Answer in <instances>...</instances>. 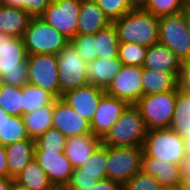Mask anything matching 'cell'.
I'll return each instance as SVG.
<instances>
[{"label":"cell","instance_id":"6da1fadb","mask_svg":"<svg viewBox=\"0 0 190 190\" xmlns=\"http://www.w3.org/2000/svg\"><path fill=\"white\" fill-rule=\"evenodd\" d=\"M119 42L150 47L159 42V17L141 8H134L112 22Z\"/></svg>","mask_w":190,"mask_h":190},{"label":"cell","instance_id":"7a4b0ae2","mask_svg":"<svg viewBox=\"0 0 190 190\" xmlns=\"http://www.w3.org/2000/svg\"><path fill=\"white\" fill-rule=\"evenodd\" d=\"M27 53L21 37L1 33L0 83L23 87L28 84Z\"/></svg>","mask_w":190,"mask_h":190},{"label":"cell","instance_id":"3957f363","mask_svg":"<svg viewBox=\"0 0 190 190\" xmlns=\"http://www.w3.org/2000/svg\"><path fill=\"white\" fill-rule=\"evenodd\" d=\"M147 131L140 110L135 105H129L101 139V144L109 147H142Z\"/></svg>","mask_w":190,"mask_h":190},{"label":"cell","instance_id":"277c9868","mask_svg":"<svg viewBox=\"0 0 190 190\" xmlns=\"http://www.w3.org/2000/svg\"><path fill=\"white\" fill-rule=\"evenodd\" d=\"M27 55H57L69 40L41 17H31L22 36Z\"/></svg>","mask_w":190,"mask_h":190},{"label":"cell","instance_id":"5b68a950","mask_svg":"<svg viewBox=\"0 0 190 190\" xmlns=\"http://www.w3.org/2000/svg\"><path fill=\"white\" fill-rule=\"evenodd\" d=\"M143 156L180 164L185 158L183 137L170 128L147 131L143 144Z\"/></svg>","mask_w":190,"mask_h":190},{"label":"cell","instance_id":"8992f818","mask_svg":"<svg viewBox=\"0 0 190 190\" xmlns=\"http://www.w3.org/2000/svg\"><path fill=\"white\" fill-rule=\"evenodd\" d=\"M177 89L143 96L135 106L148 130L169 128L175 110Z\"/></svg>","mask_w":190,"mask_h":190},{"label":"cell","instance_id":"52a82bcc","mask_svg":"<svg viewBox=\"0 0 190 190\" xmlns=\"http://www.w3.org/2000/svg\"><path fill=\"white\" fill-rule=\"evenodd\" d=\"M143 147H109L107 178L122 186L142 171Z\"/></svg>","mask_w":190,"mask_h":190},{"label":"cell","instance_id":"ba28073f","mask_svg":"<svg viewBox=\"0 0 190 190\" xmlns=\"http://www.w3.org/2000/svg\"><path fill=\"white\" fill-rule=\"evenodd\" d=\"M159 42L181 62L190 61V35L182 12L159 17Z\"/></svg>","mask_w":190,"mask_h":190},{"label":"cell","instance_id":"9c48e42d","mask_svg":"<svg viewBox=\"0 0 190 190\" xmlns=\"http://www.w3.org/2000/svg\"><path fill=\"white\" fill-rule=\"evenodd\" d=\"M28 83L38 86L60 98L58 57L54 54L27 56Z\"/></svg>","mask_w":190,"mask_h":190},{"label":"cell","instance_id":"30bf717a","mask_svg":"<svg viewBox=\"0 0 190 190\" xmlns=\"http://www.w3.org/2000/svg\"><path fill=\"white\" fill-rule=\"evenodd\" d=\"M57 57L60 98L70 90L89 84L87 63L80 58L70 42L57 54Z\"/></svg>","mask_w":190,"mask_h":190},{"label":"cell","instance_id":"8fae6325","mask_svg":"<svg viewBox=\"0 0 190 190\" xmlns=\"http://www.w3.org/2000/svg\"><path fill=\"white\" fill-rule=\"evenodd\" d=\"M81 0H52L40 16L68 40L77 35Z\"/></svg>","mask_w":190,"mask_h":190},{"label":"cell","instance_id":"7c38bea8","mask_svg":"<svg viewBox=\"0 0 190 190\" xmlns=\"http://www.w3.org/2000/svg\"><path fill=\"white\" fill-rule=\"evenodd\" d=\"M142 66L124 65L105 93L135 105L143 97Z\"/></svg>","mask_w":190,"mask_h":190},{"label":"cell","instance_id":"4fadbf2b","mask_svg":"<svg viewBox=\"0 0 190 190\" xmlns=\"http://www.w3.org/2000/svg\"><path fill=\"white\" fill-rule=\"evenodd\" d=\"M52 128L58 129L66 138L91 134V125L74 111L62 98H56L52 114Z\"/></svg>","mask_w":190,"mask_h":190},{"label":"cell","instance_id":"5bb4252c","mask_svg":"<svg viewBox=\"0 0 190 190\" xmlns=\"http://www.w3.org/2000/svg\"><path fill=\"white\" fill-rule=\"evenodd\" d=\"M128 106L129 104L126 101L105 93L101 97L96 113L90 123L91 133L102 139Z\"/></svg>","mask_w":190,"mask_h":190},{"label":"cell","instance_id":"9a60e30c","mask_svg":"<svg viewBox=\"0 0 190 190\" xmlns=\"http://www.w3.org/2000/svg\"><path fill=\"white\" fill-rule=\"evenodd\" d=\"M34 159L54 187H66L74 168L65 152H35Z\"/></svg>","mask_w":190,"mask_h":190},{"label":"cell","instance_id":"2e32d148","mask_svg":"<svg viewBox=\"0 0 190 190\" xmlns=\"http://www.w3.org/2000/svg\"><path fill=\"white\" fill-rule=\"evenodd\" d=\"M104 94L105 90L89 83L64 93L62 99L81 117L91 123Z\"/></svg>","mask_w":190,"mask_h":190},{"label":"cell","instance_id":"e0dca14e","mask_svg":"<svg viewBox=\"0 0 190 190\" xmlns=\"http://www.w3.org/2000/svg\"><path fill=\"white\" fill-rule=\"evenodd\" d=\"M9 178L15 179L35 158V140L28 138L5 146Z\"/></svg>","mask_w":190,"mask_h":190},{"label":"cell","instance_id":"ac0fdd59","mask_svg":"<svg viewBox=\"0 0 190 190\" xmlns=\"http://www.w3.org/2000/svg\"><path fill=\"white\" fill-rule=\"evenodd\" d=\"M101 144V139L91 134H83L66 139L65 155L72 167H81Z\"/></svg>","mask_w":190,"mask_h":190},{"label":"cell","instance_id":"d6986e66","mask_svg":"<svg viewBox=\"0 0 190 190\" xmlns=\"http://www.w3.org/2000/svg\"><path fill=\"white\" fill-rule=\"evenodd\" d=\"M111 22L94 0H81L77 34H96Z\"/></svg>","mask_w":190,"mask_h":190},{"label":"cell","instance_id":"ffe728a7","mask_svg":"<svg viewBox=\"0 0 190 190\" xmlns=\"http://www.w3.org/2000/svg\"><path fill=\"white\" fill-rule=\"evenodd\" d=\"M122 66L123 63L118 57L112 59L97 58L87 63V79L90 84L106 90Z\"/></svg>","mask_w":190,"mask_h":190},{"label":"cell","instance_id":"44dd1931","mask_svg":"<svg viewBox=\"0 0 190 190\" xmlns=\"http://www.w3.org/2000/svg\"><path fill=\"white\" fill-rule=\"evenodd\" d=\"M142 171L155 177L162 186L180 184L182 181L180 164L157 160L149 156L142 157Z\"/></svg>","mask_w":190,"mask_h":190},{"label":"cell","instance_id":"7402d4cb","mask_svg":"<svg viewBox=\"0 0 190 190\" xmlns=\"http://www.w3.org/2000/svg\"><path fill=\"white\" fill-rule=\"evenodd\" d=\"M181 64L179 58L166 45L158 42L148 47L142 67L172 72L178 77Z\"/></svg>","mask_w":190,"mask_h":190},{"label":"cell","instance_id":"603a6c76","mask_svg":"<svg viewBox=\"0 0 190 190\" xmlns=\"http://www.w3.org/2000/svg\"><path fill=\"white\" fill-rule=\"evenodd\" d=\"M142 76L143 96L177 89L178 77L172 72L143 68Z\"/></svg>","mask_w":190,"mask_h":190},{"label":"cell","instance_id":"cb8c5ba5","mask_svg":"<svg viewBox=\"0 0 190 190\" xmlns=\"http://www.w3.org/2000/svg\"><path fill=\"white\" fill-rule=\"evenodd\" d=\"M30 19L31 16L21 8L0 6V33L22 38Z\"/></svg>","mask_w":190,"mask_h":190},{"label":"cell","instance_id":"d4e9b609","mask_svg":"<svg viewBox=\"0 0 190 190\" xmlns=\"http://www.w3.org/2000/svg\"><path fill=\"white\" fill-rule=\"evenodd\" d=\"M53 109L54 103L41 106L22 116L29 138L36 140L48 129L52 128Z\"/></svg>","mask_w":190,"mask_h":190},{"label":"cell","instance_id":"484cf974","mask_svg":"<svg viewBox=\"0 0 190 190\" xmlns=\"http://www.w3.org/2000/svg\"><path fill=\"white\" fill-rule=\"evenodd\" d=\"M14 181L29 190H52L54 188L35 159L27 164Z\"/></svg>","mask_w":190,"mask_h":190},{"label":"cell","instance_id":"4316f807","mask_svg":"<svg viewBox=\"0 0 190 190\" xmlns=\"http://www.w3.org/2000/svg\"><path fill=\"white\" fill-rule=\"evenodd\" d=\"M182 137L190 134V95L178 90L172 123L169 127Z\"/></svg>","mask_w":190,"mask_h":190},{"label":"cell","instance_id":"83f0119b","mask_svg":"<svg viewBox=\"0 0 190 190\" xmlns=\"http://www.w3.org/2000/svg\"><path fill=\"white\" fill-rule=\"evenodd\" d=\"M97 58L112 59L118 57L117 31L113 23L96 33Z\"/></svg>","mask_w":190,"mask_h":190},{"label":"cell","instance_id":"f1b7e54d","mask_svg":"<svg viewBox=\"0 0 190 190\" xmlns=\"http://www.w3.org/2000/svg\"><path fill=\"white\" fill-rule=\"evenodd\" d=\"M0 107L11 116L22 117V87L0 83Z\"/></svg>","mask_w":190,"mask_h":190},{"label":"cell","instance_id":"f546056e","mask_svg":"<svg viewBox=\"0 0 190 190\" xmlns=\"http://www.w3.org/2000/svg\"><path fill=\"white\" fill-rule=\"evenodd\" d=\"M23 115L36 110L37 108L53 104L55 97L42 88L27 84L22 87Z\"/></svg>","mask_w":190,"mask_h":190},{"label":"cell","instance_id":"4dcf8cb0","mask_svg":"<svg viewBox=\"0 0 190 190\" xmlns=\"http://www.w3.org/2000/svg\"><path fill=\"white\" fill-rule=\"evenodd\" d=\"M23 117L9 116L5 118L0 127V144L6 146L18 141L28 139Z\"/></svg>","mask_w":190,"mask_h":190},{"label":"cell","instance_id":"1f68e13d","mask_svg":"<svg viewBox=\"0 0 190 190\" xmlns=\"http://www.w3.org/2000/svg\"><path fill=\"white\" fill-rule=\"evenodd\" d=\"M108 146L100 144L87 161L79 167L83 174L93 175L99 180L107 178Z\"/></svg>","mask_w":190,"mask_h":190},{"label":"cell","instance_id":"d6a6232c","mask_svg":"<svg viewBox=\"0 0 190 190\" xmlns=\"http://www.w3.org/2000/svg\"><path fill=\"white\" fill-rule=\"evenodd\" d=\"M66 139L58 129L50 128L35 140V152H65Z\"/></svg>","mask_w":190,"mask_h":190},{"label":"cell","instance_id":"836d02e7","mask_svg":"<svg viewBox=\"0 0 190 190\" xmlns=\"http://www.w3.org/2000/svg\"><path fill=\"white\" fill-rule=\"evenodd\" d=\"M147 49L148 47L143 45L119 42L118 58L124 65L143 66Z\"/></svg>","mask_w":190,"mask_h":190},{"label":"cell","instance_id":"e575fe53","mask_svg":"<svg viewBox=\"0 0 190 190\" xmlns=\"http://www.w3.org/2000/svg\"><path fill=\"white\" fill-rule=\"evenodd\" d=\"M96 34H77L69 40L76 52L86 63L97 59Z\"/></svg>","mask_w":190,"mask_h":190},{"label":"cell","instance_id":"d590c367","mask_svg":"<svg viewBox=\"0 0 190 190\" xmlns=\"http://www.w3.org/2000/svg\"><path fill=\"white\" fill-rule=\"evenodd\" d=\"M184 0H147L142 7L154 16L162 17L183 11Z\"/></svg>","mask_w":190,"mask_h":190},{"label":"cell","instance_id":"8d00e7d4","mask_svg":"<svg viewBox=\"0 0 190 190\" xmlns=\"http://www.w3.org/2000/svg\"><path fill=\"white\" fill-rule=\"evenodd\" d=\"M112 23L135 7L130 0H94Z\"/></svg>","mask_w":190,"mask_h":190},{"label":"cell","instance_id":"74e56055","mask_svg":"<svg viewBox=\"0 0 190 190\" xmlns=\"http://www.w3.org/2000/svg\"><path fill=\"white\" fill-rule=\"evenodd\" d=\"M2 6L21 8L31 17H40L52 0H1Z\"/></svg>","mask_w":190,"mask_h":190},{"label":"cell","instance_id":"f35d334b","mask_svg":"<svg viewBox=\"0 0 190 190\" xmlns=\"http://www.w3.org/2000/svg\"><path fill=\"white\" fill-rule=\"evenodd\" d=\"M162 187L155 177L141 171L123 185V190H161Z\"/></svg>","mask_w":190,"mask_h":190},{"label":"cell","instance_id":"ab89813d","mask_svg":"<svg viewBox=\"0 0 190 190\" xmlns=\"http://www.w3.org/2000/svg\"><path fill=\"white\" fill-rule=\"evenodd\" d=\"M98 182L99 179L93 178V175L83 174L80 168H75L66 188L68 190H89L96 186Z\"/></svg>","mask_w":190,"mask_h":190},{"label":"cell","instance_id":"60d3db41","mask_svg":"<svg viewBox=\"0 0 190 190\" xmlns=\"http://www.w3.org/2000/svg\"><path fill=\"white\" fill-rule=\"evenodd\" d=\"M177 88L179 91L190 95V61H184L181 64Z\"/></svg>","mask_w":190,"mask_h":190},{"label":"cell","instance_id":"b9f144b4","mask_svg":"<svg viewBox=\"0 0 190 190\" xmlns=\"http://www.w3.org/2000/svg\"><path fill=\"white\" fill-rule=\"evenodd\" d=\"M89 190H123V186L116 181L109 178L99 180L96 186L91 187Z\"/></svg>","mask_w":190,"mask_h":190},{"label":"cell","instance_id":"7bdbcfd3","mask_svg":"<svg viewBox=\"0 0 190 190\" xmlns=\"http://www.w3.org/2000/svg\"><path fill=\"white\" fill-rule=\"evenodd\" d=\"M0 177H8L7 155L5 146L0 144Z\"/></svg>","mask_w":190,"mask_h":190},{"label":"cell","instance_id":"ee69618b","mask_svg":"<svg viewBox=\"0 0 190 190\" xmlns=\"http://www.w3.org/2000/svg\"><path fill=\"white\" fill-rule=\"evenodd\" d=\"M180 171L182 180L190 178V157L185 156V158L180 162Z\"/></svg>","mask_w":190,"mask_h":190},{"label":"cell","instance_id":"f6af8a7d","mask_svg":"<svg viewBox=\"0 0 190 190\" xmlns=\"http://www.w3.org/2000/svg\"><path fill=\"white\" fill-rule=\"evenodd\" d=\"M13 180L8 177H0V190H9Z\"/></svg>","mask_w":190,"mask_h":190},{"label":"cell","instance_id":"bcb514c9","mask_svg":"<svg viewBox=\"0 0 190 190\" xmlns=\"http://www.w3.org/2000/svg\"><path fill=\"white\" fill-rule=\"evenodd\" d=\"M185 155L190 157V134L183 136Z\"/></svg>","mask_w":190,"mask_h":190},{"label":"cell","instance_id":"7dc6e473","mask_svg":"<svg viewBox=\"0 0 190 190\" xmlns=\"http://www.w3.org/2000/svg\"><path fill=\"white\" fill-rule=\"evenodd\" d=\"M186 25H187V29L190 35V10H183L182 11Z\"/></svg>","mask_w":190,"mask_h":190},{"label":"cell","instance_id":"c3c4849f","mask_svg":"<svg viewBox=\"0 0 190 190\" xmlns=\"http://www.w3.org/2000/svg\"><path fill=\"white\" fill-rule=\"evenodd\" d=\"M9 190H29L27 187L21 186L13 180Z\"/></svg>","mask_w":190,"mask_h":190},{"label":"cell","instance_id":"681fc988","mask_svg":"<svg viewBox=\"0 0 190 190\" xmlns=\"http://www.w3.org/2000/svg\"><path fill=\"white\" fill-rule=\"evenodd\" d=\"M135 8H141L147 2V0H130Z\"/></svg>","mask_w":190,"mask_h":190},{"label":"cell","instance_id":"f907efd6","mask_svg":"<svg viewBox=\"0 0 190 190\" xmlns=\"http://www.w3.org/2000/svg\"><path fill=\"white\" fill-rule=\"evenodd\" d=\"M161 190H183L181 184L163 186Z\"/></svg>","mask_w":190,"mask_h":190},{"label":"cell","instance_id":"816d5d0a","mask_svg":"<svg viewBox=\"0 0 190 190\" xmlns=\"http://www.w3.org/2000/svg\"><path fill=\"white\" fill-rule=\"evenodd\" d=\"M9 114L6 113L1 107H0V127L3 124L5 118H9Z\"/></svg>","mask_w":190,"mask_h":190},{"label":"cell","instance_id":"f5cc1de1","mask_svg":"<svg viewBox=\"0 0 190 190\" xmlns=\"http://www.w3.org/2000/svg\"><path fill=\"white\" fill-rule=\"evenodd\" d=\"M180 184L183 190H190V178L182 180Z\"/></svg>","mask_w":190,"mask_h":190},{"label":"cell","instance_id":"db71d44e","mask_svg":"<svg viewBox=\"0 0 190 190\" xmlns=\"http://www.w3.org/2000/svg\"><path fill=\"white\" fill-rule=\"evenodd\" d=\"M183 10H190V0H184Z\"/></svg>","mask_w":190,"mask_h":190},{"label":"cell","instance_id":"11a10c76","mask_svg":"<svg viewBox=\"0 0 190 190\" xmlns=\"http://www.w3.org/2000/svg\"><path fill=\"white\" fill-rule=\"evenodd\" d=\"M52 190H68L66 187H54Z\"/></svg>","mask_w":190,"mask_h":190}]
</instances>
